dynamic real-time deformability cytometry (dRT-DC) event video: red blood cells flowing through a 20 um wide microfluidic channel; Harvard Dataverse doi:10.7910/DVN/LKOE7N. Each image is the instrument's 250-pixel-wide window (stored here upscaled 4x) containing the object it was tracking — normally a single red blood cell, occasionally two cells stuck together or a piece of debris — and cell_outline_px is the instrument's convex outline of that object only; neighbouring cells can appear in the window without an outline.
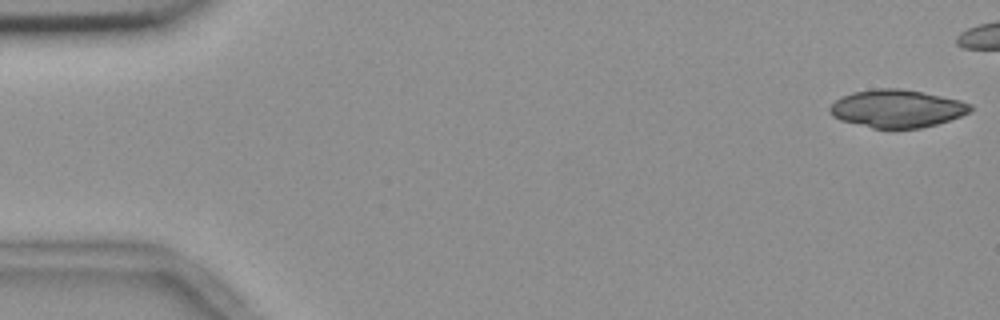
{"species": "common noctule bat (a hibernating species)", "species_latin": "Nyctalus noctula", "temperature_condition": "room temperature", "stored_images_in_passage": 13, "camera_frame_rate_fps": 3000, "um_per_image_px": 0.085, "animal": {"sex": "female", "body_mass_g": 18.4}, "frame": {"image": 1, "passage_image": 1, "time_ms": 0.0, "image_size_px": [1000, 320], "cell_outline_px": [[972, 108], [968, 112], [960, 116], [936, 124], [920, 128], [872, 128], [840, 120], [832, 116], [828, 112], [828, 108], [840, 96], [852, 92], [876, 88], [900, 88], [960, 100], [972, 104]], "centroid_in_image_um": [76.18, 9.22], "position_along_channel_um": 8.8, "area_um2": 30.87}}